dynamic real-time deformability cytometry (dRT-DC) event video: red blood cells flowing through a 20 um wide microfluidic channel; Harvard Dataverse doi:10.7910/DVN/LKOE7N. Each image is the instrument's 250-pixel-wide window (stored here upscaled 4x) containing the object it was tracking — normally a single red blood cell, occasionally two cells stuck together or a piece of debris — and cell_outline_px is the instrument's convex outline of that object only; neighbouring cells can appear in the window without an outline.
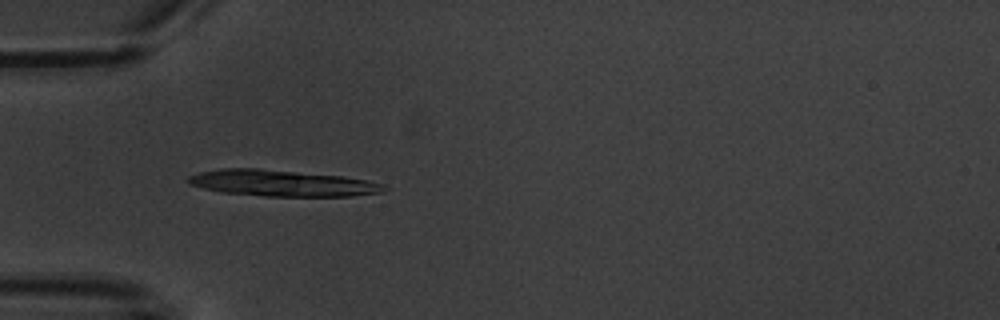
{"species": "common noctule bat (a hibernating species)", "species_latin": "Nyctalus noctula", "temperature_condition": "warm", "stored_images_in_passage": 15, "camera_frame_rate_fps": 3000, "um_per_image_px": 0.085, "animal": {"sex": "male", "body_mass_g": 20.1, "forearm_length_mm": 53.5}, "frame": {"image": 1, "passage_image": 5, "time_ms": 5.333, "image_size_px": [1000, 320], "cell_outline_px": [[388, 188], [380, 192], [352, 196], [264, 196], [220, 192], [188, 184], [188, 176], [200, 172], [220, 168], [260, 168], [340, 176], [364, 180], [384, 184]], "centroid_in_image_um": [23.92, 15.56], "position_along_channel_um": 61.1, "area_um2": 29.82}}